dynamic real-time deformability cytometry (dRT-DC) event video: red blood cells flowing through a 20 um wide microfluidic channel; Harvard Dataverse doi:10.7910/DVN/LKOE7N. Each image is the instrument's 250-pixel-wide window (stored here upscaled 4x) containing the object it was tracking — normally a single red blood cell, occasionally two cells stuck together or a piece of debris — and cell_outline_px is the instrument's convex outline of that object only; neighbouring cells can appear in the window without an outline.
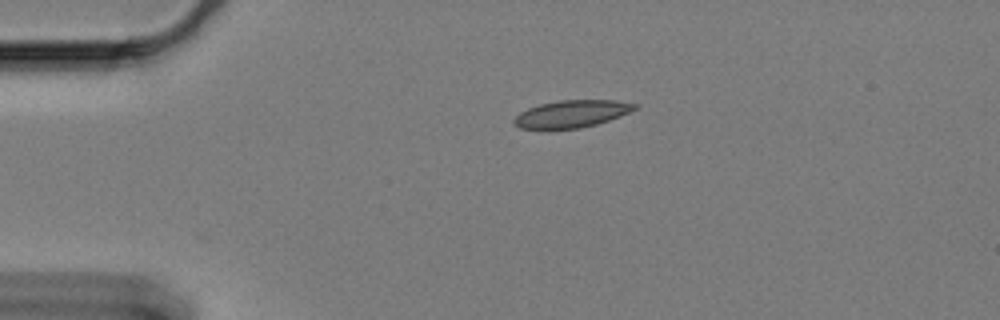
{"species": "Egyptian fruit bat (a non-hibernating species)", "species_latin": "Rousettus aegyptiacus", "temperature_condition": "cold", "stored_images_in_passage": 44, "camera_frame_rate_fps": 3000, "um_per_image_px": 0.085, "animal": {"sex": "female"}, "frame": {"image": 1, "passage_image": 1, "time_ms": 0.0, "image_size_px": [1000, 320], "cell_outline_px": [[640, 104], [636, 108], [620, 116], [596, 124], [580, 128], [520, 128], [512, 120], [520, 112], [528, 108], [540, 104], [556, 100], [616, 100]], "centroid_in_image_um": [48.61, 9.65], "position_along_channel_um": 36.4, "area_um2": 18.96}}
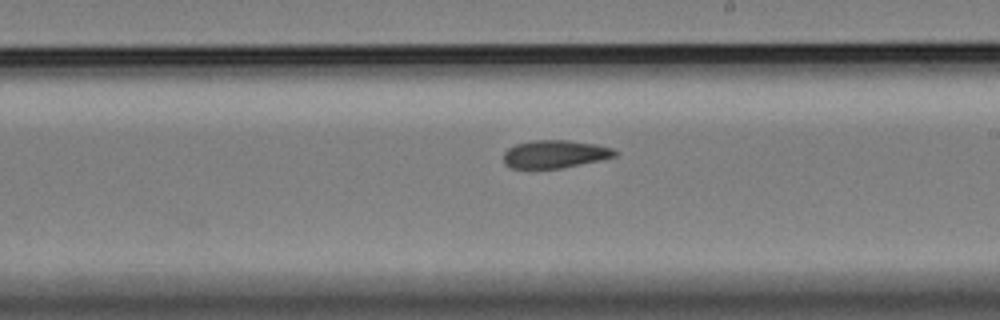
{"frame": {"image": 2, "passage_image": 23, "time_ms": 7.333, "image_size_px": [1000, 320], "cell_outline_px": [[620, 152], [616, 156], [600, 160], [560, 168], [512, 168], [504, 164], [504, 152], [508, 148], [516, 144], [532, 140], [568, 140], [596, 144], [616, 148]], "centroid_in_image_um": [47.21, 13.08], "position_along_channel_um": 241.8, "area_um2": 18.21}}
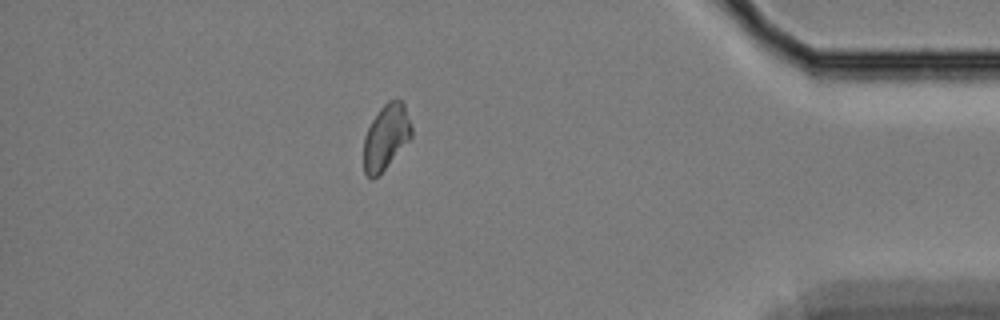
{"frame": {"image": 3, "passage_image": 41, "time_ms": 13.333, "image_size_px": [1000, 320], "cell_outline_px": [[412, 136], [384, 168], [372, 180], [364, 172], [364, 136], [372, 120], [380, 108], [388, 100], [400, 100], [404, 104], [412, 128]], "centroid_in_image_um": [32.79, 11.62], "position_along_channel_um": 402.4, "area_um2": 17.69}}